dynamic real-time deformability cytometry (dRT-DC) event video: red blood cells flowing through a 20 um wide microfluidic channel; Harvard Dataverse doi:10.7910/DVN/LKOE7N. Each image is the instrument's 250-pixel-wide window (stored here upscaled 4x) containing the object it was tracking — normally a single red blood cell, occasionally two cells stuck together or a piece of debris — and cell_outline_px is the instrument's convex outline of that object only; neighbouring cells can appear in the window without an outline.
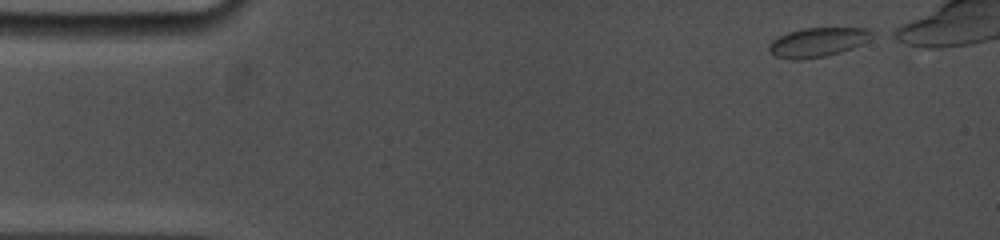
{"species": "common noctule bat (a hibernating species)", "species_latin": "Nyctalus noctula", "temperature_condition": "cold", "stored_images_in_passage": 20, "camera_frame_rate_fps": 5000, "um_per_image_px": 0.085, "animal": {"sex": "female", "body_mass_g": 19.0, "forearm_length_mm": 53.3}, "frame": {"image": 1, "passage_image": 1, "time_ms": 0.0, "image_size_px": [1000, 240], "cell_outline_px": [[876, 36], [852, 48], [840, 52], [824, 56], [800, 60], [792, 60], [776, 56], [768, 48], [772, 40], [788, 32], [804, 28], [868, 28], [876, 32]], "centroid_in_image_um": [69.56, 3.58], "position_along_channel_um": 15.4, "area_um2": 17.51}}
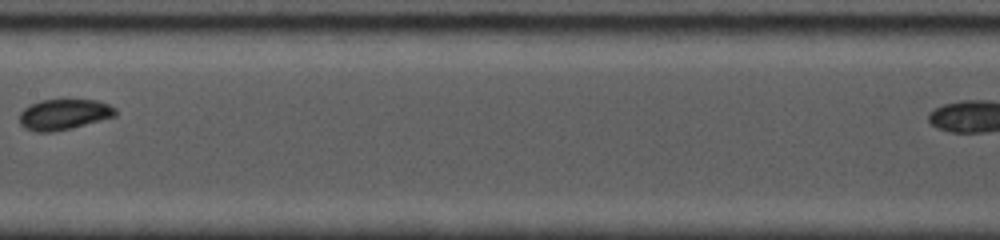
{"frame": {"image": 2, "passage_image": 14, "time_ms": 7.6, "image_size_px": [1000, 240], "cell_outline_px": [[116, 116], [52, 132], [36, 132], [24, 128], [20, 124], [20, 112], [24, 108], [40, 100], [96, 100], [108, 104], [116, 108]], "centroid_in_image_um": [5.41, 9.72], "position_along_channel_um": 202.0, "area_um2": 16.88}}
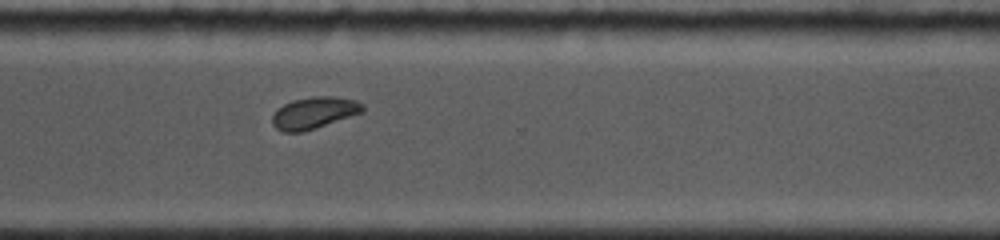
{"frame": {"image": 3, "passage_image": 20, "time_ms": 11.4, "image_size_px": [1000, 240], "cell_outline_px": [[364, 112], [304, 132], [284, 132], [276, 128], [272, 124], [272, 116], [276, 108], [292, 100], [312, 96], [336, 96], [356, 100], [364, 104]], "centroid_in_image_um": [26.7, 9.58], "position_along_channel_um": 343.9, "area_um2": 16.99}}